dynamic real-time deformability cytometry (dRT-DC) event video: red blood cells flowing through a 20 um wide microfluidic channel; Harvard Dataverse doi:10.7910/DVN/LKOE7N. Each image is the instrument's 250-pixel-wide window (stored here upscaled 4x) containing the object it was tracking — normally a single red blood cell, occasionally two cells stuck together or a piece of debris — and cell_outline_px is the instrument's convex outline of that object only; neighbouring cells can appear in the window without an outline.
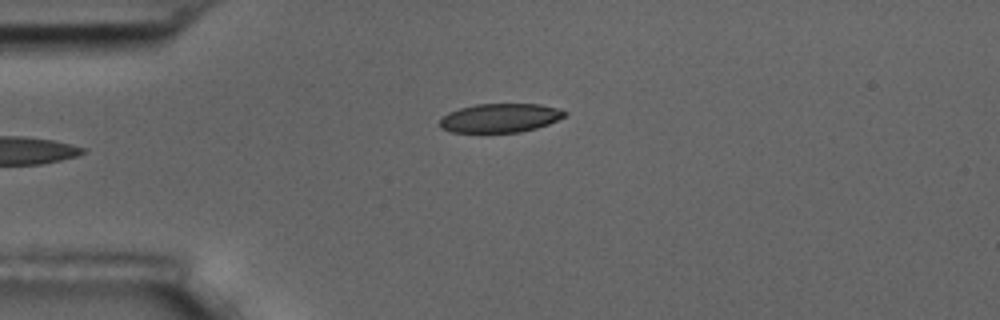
{"species": "common noctule bat (a hibernating species)", "species_latin": "Nyctalus noctula", "temperature_condition": "room temperature", "stored_images_in_passage": 6, "camera_frame_rate_fps": 3000, "um_per_image_px": 0.085, "animal": {"sex": "male", "body_mass_g": 17.5, "forearm_length_mm": 52.3}, "frame": {"image": 1, "passage_image": 6, "time_ms": 6.0, "image_size_px": [1000, 320], "cell_outline_px": [[568, 112], [564, 116], [548, 124], [536, 128], [520, 132], [452, 132], [440, 128], [440, 120], [448, 112], [460, 108], [476, 104], [540, 104], [560, 108]], "centroid_in_image_um": [42.52, 10.02], "position_along_channel_um": 42.5, "area_um2": 20.98}}